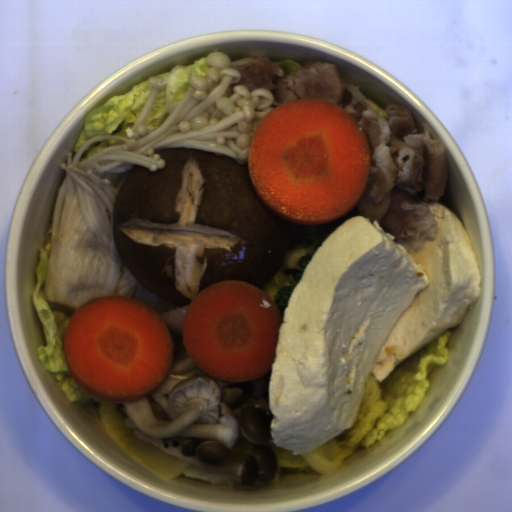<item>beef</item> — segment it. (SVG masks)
Instances as JSON below:
<instances>
[{
    "mask_svg": "<svg viewBox=\"0 0 512 512\" xmlns=\"http://www.w3.org/2000/svg\"><path fill=\"white\" fill-rule=\"evenodd\" d=\"M241 74L237 85L251 92L274 90L281 105L297 99L332 101L346 110L368 139L371 153L367 187L356 209L361 217L376 221L395 244L409 240L412 247L435 238L437 223L429 203L445 194L449 177L447 149L427 123L418 132L411 110L399 104L385 109L388 118L367 104L359 85L338 76L331 63L307 60L286 75L283 68L256 57L234 67ZM236 85V86H237Z\"/></svg>",
    "mask_w": 512,
    "mask_h": 512,
    "instance_id": "beef-1",
    "label": "beef"
}]
</instances>
